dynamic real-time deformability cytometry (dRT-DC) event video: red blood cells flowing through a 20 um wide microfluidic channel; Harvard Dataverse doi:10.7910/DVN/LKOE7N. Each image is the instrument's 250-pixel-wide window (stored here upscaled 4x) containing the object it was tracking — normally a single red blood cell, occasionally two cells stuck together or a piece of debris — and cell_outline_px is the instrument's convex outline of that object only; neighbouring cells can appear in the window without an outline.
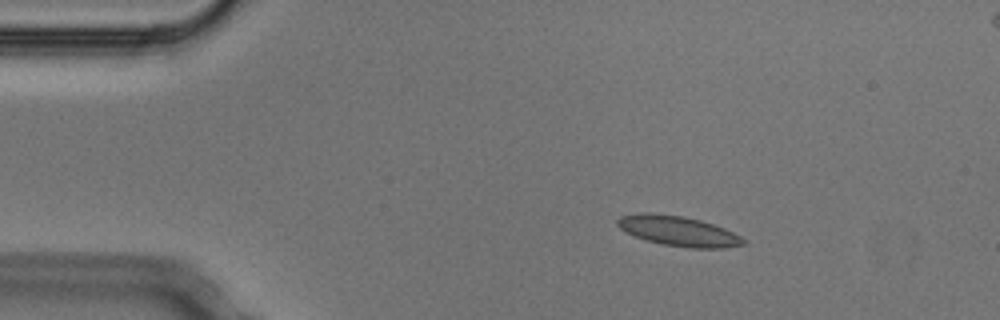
{"species": "Egyptian fruit bat (a non-hibernating species)", "species_latin": "Rousettus aegyptiacus", "temperature_condition": "cold", "stored_images_in_passage": 4, "camera_frame_rate_fps": 3000, "um_per_image_px": 0.085, "animal": {"sex": "male"}, "frame": {"image": 1, "passage_image": 1, "time_ms": 0.0, "image_size_px": [1000, 320], "cell_outline_px": [[748, 240], [744, 244], [724, 248], [688, 248], [664, 244], [648, 240], [636, 236], [620, 228], [616, 224], [616, 220], [620, 216], [640, 212], [648, 212], [684, 216], [700, 220], [724, 228]], "centroid_in_image_um": [57.66, 19.62], "position_along_channel_um": 27.3, "area_um2": 21.91}}
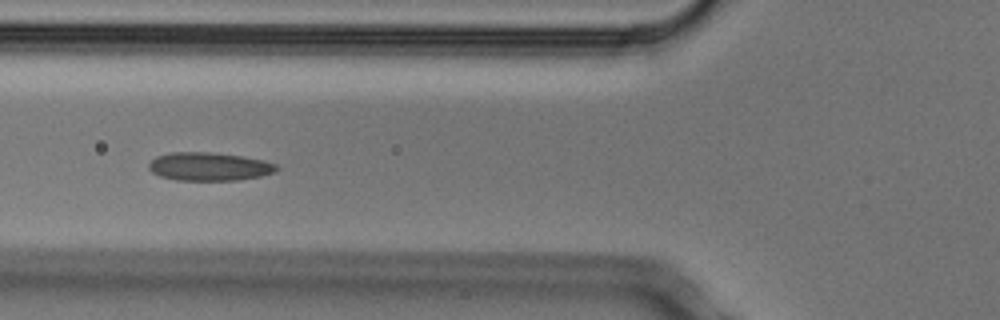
{"frame": {"image": 2, "passage_image": 4, "time_ms": 1.0, "image_size_px": [1000, 320], "cell_outline_px": [[280, 168], [276, 172], [260, 176], [240, 180], [176, 180], [160, 176], [152, 172], [148, 168], [148, 164], [156, 156], [172, 152], [208, 152], [240, 156], [264, 160], [276, 164]], "centroid_in_image_um": [17.79, 14.16], "position_along_channel_um": 108.0, "area_um2": 21.1}}